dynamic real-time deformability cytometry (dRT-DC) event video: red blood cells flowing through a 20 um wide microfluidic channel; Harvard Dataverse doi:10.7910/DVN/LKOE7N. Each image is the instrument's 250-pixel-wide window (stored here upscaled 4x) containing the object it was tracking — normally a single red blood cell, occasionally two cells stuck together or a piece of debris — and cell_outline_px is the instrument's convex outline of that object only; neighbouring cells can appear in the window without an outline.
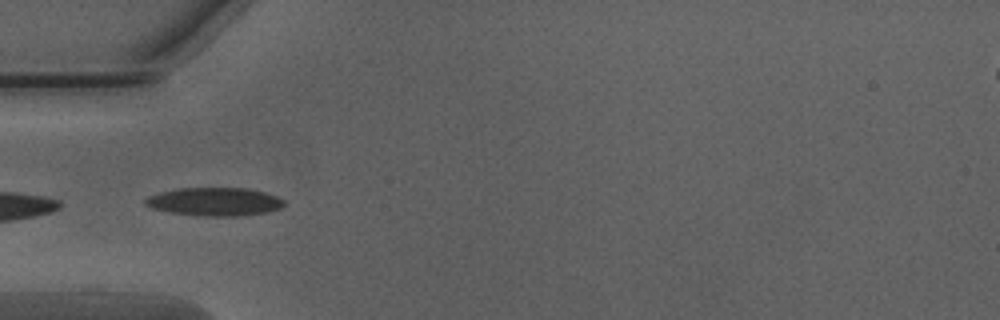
{"species": "Egyptian fruit bat (a non-hibernating species)", "species_latin": "Rousettus aegyptiacus", "temperature_condition": "warm", "stored_images_in_passage": 36, "camera_frame_rate_fps": 3000, "um_per_image_px": 0.085, "animal": {"sex": "male"}, "frame": {"image": 1, "passage_image": 1, "time_ms": 0.0, "image_size_px": [1000, 320], "cell_outline_px": [[284, 204], [280, 208], [268, 212], [240, 216], [200, 216], [168, 212], [152, 208], [144, 204], [144, 200], [148, 196], [160, 192], [180, 188], [248, 188], [264, 192], [276, 196], [284, 200]], "centroid_in_image_um": [18.23, 17.15], "position_along_channel_um": 66.8, "area_um2": 22.95}}
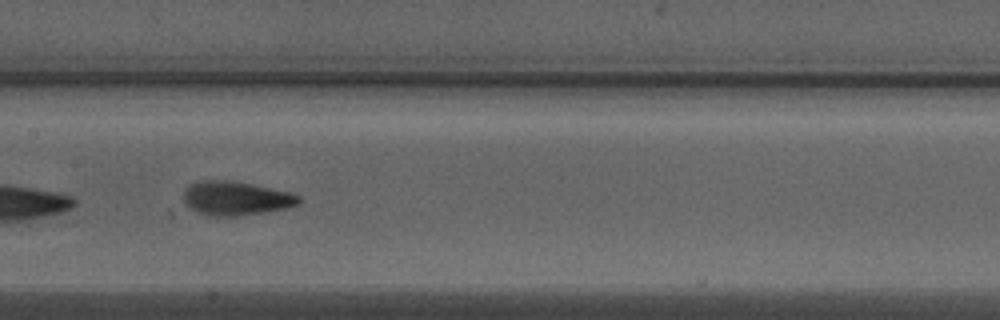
{"frame": {"image": 2, "passage_image": 10, "time_ms": 3.0, "image_size_px": [1000, 320], "cell_outline_px": [[300, 204], [288, 208], [264, 212], [236, 216], [208, 216], [196, 212], [184, 200], [184, 192], [188, 184], [200, 180], [236, 180], [292, 192], [300, 196]], "centroid_in_image_um": [20.09, 16.84], "position_along_channel_um": 187.3, "area_um2": 23.18}}
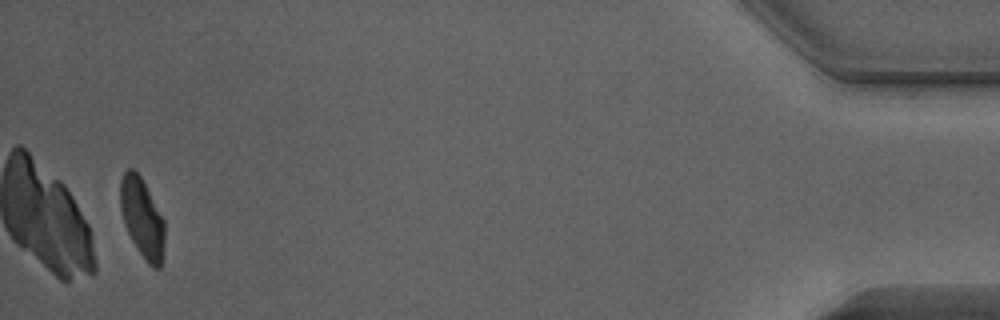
{"frame": {"image": 3, "passage_image": 34, "time_ms": 11.0, "image_size_px": [1000, 320], "cell_outline_px": [[164, 244], [160, 268], [152, 268], [144, 260], [132, 240], [124, 224], [120, 208], [120, 180], [124, 172], [128, 168], [132, 168], [140, 176], [164, 220]], "centroid_in_image_um": [12.07, 18.54], "position_along_channel_um": 423.1, "area_um2": 20.35}, "authors_computed_cell_mechanics": {"area_um2": 21.7906, "velocity_mm_per_s": 4.0207, "shape_relaxation_time_tau1_ms": 3.7108, "shape_relaxation_time_tau2_ms": 1.3498, "deformation_change_tau1": 0.1636, "deformation_change_tau2": 0.0862}}